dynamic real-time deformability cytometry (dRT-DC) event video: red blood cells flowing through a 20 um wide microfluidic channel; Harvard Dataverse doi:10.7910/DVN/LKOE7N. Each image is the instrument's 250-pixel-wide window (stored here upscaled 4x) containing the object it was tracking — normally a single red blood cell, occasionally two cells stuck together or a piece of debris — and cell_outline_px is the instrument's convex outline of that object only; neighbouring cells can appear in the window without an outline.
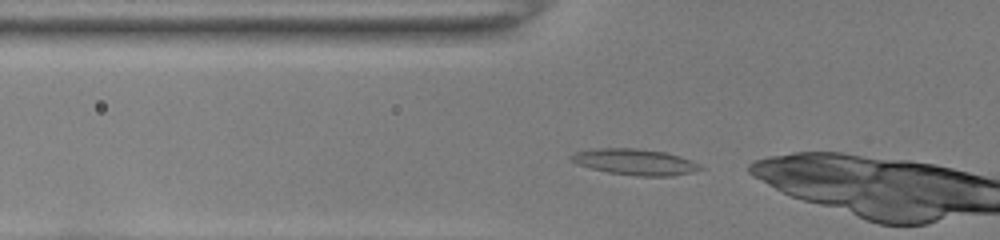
{"species": "common noctule bat (a hibernating species)", "species_latin": "Nyctalus noctula", "temperature_condition": "room temperature", "stored_images_in_passage": 35, "camera_frame_rate_fps": 3000, "um_per_image_px": 0.085, "animal": {"sex": "female", "body_mass_g": 22.0, "forearm_length_mm": 56.7}, "frame": {"image": 1, "passage_image": 2, "time_ms": 0.333, "image_size_px": [1000, 240], "cell_outline_px": [[704, 168], [672, 176], [636, 176], [608, 172], [576, 164], [568, 156], [576, 152], [600, 148], [636, 148], [664, 152], [680, 156], [700, 164]], "centroid_in_image_um": [53.96, 13.76], "position_along_channel_um": 71.8, "area_um2": 19.36}}
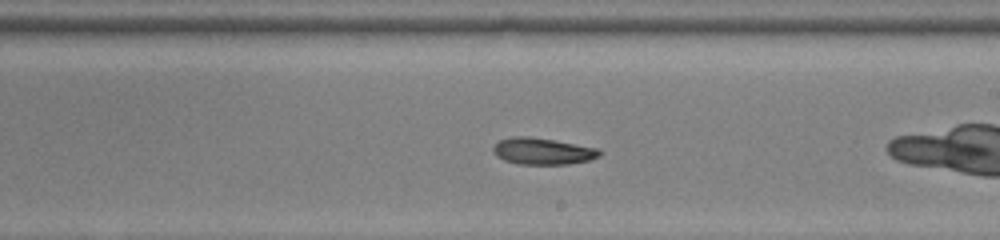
{"frame": {"image": 2, "passage_image": 15, "time_ms": 4.667, "image_size_px": [1000, 240], "cell_outline_px": [[600, 156], [588, 160], [568, 164], [520, 164], [504, 160], [496, 156], [492, 152], [492, 148], [500, 140], [512, 136], [528, 136], [600, 148]], "centroid_in_image_um": [46.11, 12.85], "position_along_channel_um": 242.9, "area_um2": 16.42}}
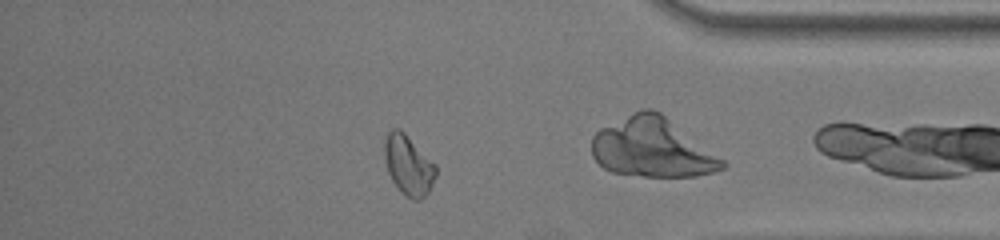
{"frame": {"image": 3, "passage_image": 28, "time_ms": 9.0, "image_size_px": [1000, 240], "cell_outline_px": [[436, 176], [428, 192], [420, 200], [412, 200], [404, 196], [400, 192], [392, 180], [388, 172], [384, 160], [384, 144], [388, 132], [392, 128], [400, 128], [436, 164]], "centroid_in_image_um": [34.71, 14.04], "position_along_channel_um": 400.5, "area_um2": 18.09}, "authors_computed_cell_mechanics": {"area_um2": 16.6464, "velocity_mm_per_s": 4.0135, "shape_relaxation_time_tau1_ms": 5.1364, "shape_relaxation_time_tau2_ms": null, "deformation_change_tau1": 0.2079, "deformation_change_tau2": null}}